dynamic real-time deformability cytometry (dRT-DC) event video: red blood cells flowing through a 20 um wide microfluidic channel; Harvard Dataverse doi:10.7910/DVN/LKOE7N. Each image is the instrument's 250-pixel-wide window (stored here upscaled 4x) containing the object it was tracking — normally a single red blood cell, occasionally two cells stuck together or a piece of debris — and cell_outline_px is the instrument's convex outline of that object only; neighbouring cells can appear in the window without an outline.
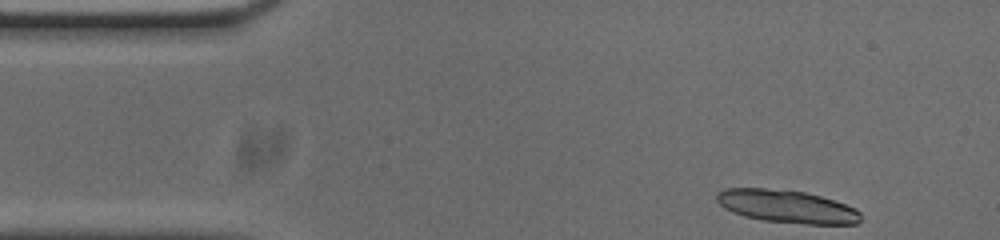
{"species": "common noctule bat (a hibernating species)", "species_latin": "Nyctalus noctula", "temperature_condition": "cold", "stored_images_in_passage": 49, "segment_of_instrument_passage": [1, 2], "camera_frame_rate_fps": 3000, "um_per_image_px": 0.085, "animal": {"sex": "male", "body_mass_g": 20.0, "forearm_length_mm": 53.3}, "frame": {"image": 1, "passage_image": 1, "time_ms": 0.0, "image_size_px": [1000, 240], "cell_outline_px": [[860, 220], [856, 224], [804, 224], [764, 220], [744, 216], [732, 212], [724, 208], [716, 200], [716, 192], [724, 188], [764, 188], [804, 192], [820, 196], [856, 208], [860, 212]], "centroid_in_image_um": [66.85, 17.55], "position_along_channel_um": 18.2, "area_um2": 27.46}}